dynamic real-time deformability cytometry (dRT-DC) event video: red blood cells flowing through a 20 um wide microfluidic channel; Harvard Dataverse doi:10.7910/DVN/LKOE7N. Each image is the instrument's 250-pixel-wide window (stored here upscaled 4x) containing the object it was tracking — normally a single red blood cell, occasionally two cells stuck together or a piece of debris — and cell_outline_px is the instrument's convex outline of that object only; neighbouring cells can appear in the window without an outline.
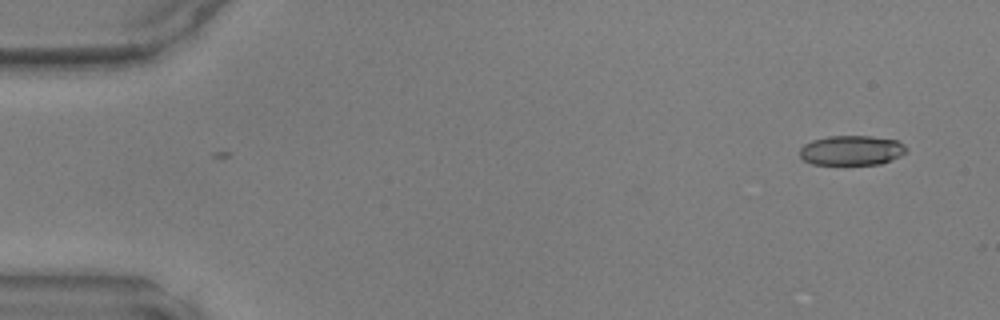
{"species": "common noctule bat (a hibernating species)", "species_latin": "Nyctalus noctula", "temperature_condition": "warm", "stored_images_in_passage": 2, "camera_frame_rate_fps": 3000, "um_per_image_px": 0.085, "animal": {"sex": "male", "body_mass_g": 17.9, "forearm_length_mm": 54.2}, "frame": {"image": 1, "passage_image": 2, "time_ms": 0.333, "image_size_px": [1000, 320], "cell_outline_px": [[908, 152], [900, 156], [880, 164], [812, 164], [804, 160], [800, 156], [800, 148], [804, 144], [812, 140], [828, 136], [872, 136], [896, 140], [904, 144], [908, 148]], "centroid_in_image_um": [72.4, 12.77], "position_along_channel_um": 12.6, "area_um2": 18.55}}